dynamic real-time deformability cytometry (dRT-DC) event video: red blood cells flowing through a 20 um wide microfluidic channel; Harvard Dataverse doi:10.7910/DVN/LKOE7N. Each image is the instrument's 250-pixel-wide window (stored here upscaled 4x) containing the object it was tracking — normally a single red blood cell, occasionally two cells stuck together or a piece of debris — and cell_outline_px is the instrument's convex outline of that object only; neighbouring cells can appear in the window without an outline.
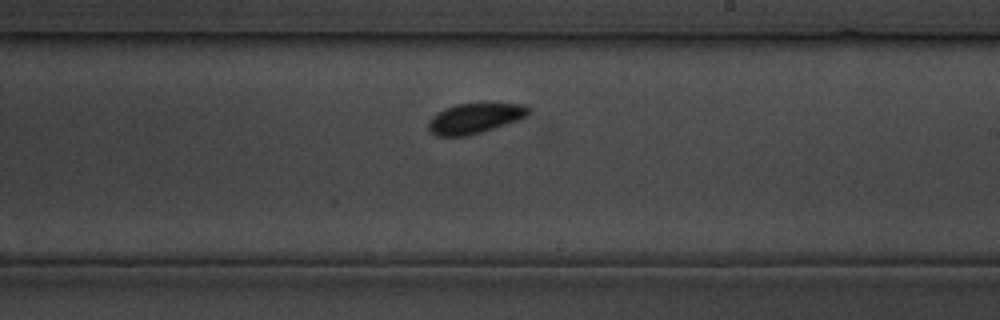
{"species": "common noctule bat (a hibernating species)", "species_latin": "Nyctalus noctula", "temperature_condition": "cold", "stored_images_in_passage": 27, "camera_frame_rate_fps": 3000, "um_per_image_px": 0.085, "animal": {"sex": "male", "body_mass_g": 19.5, "forearm_length_mm": 54.6}, "frame": {"image": 1, "passage_image": 12, "time_ms": 13.667, "image_size_px": [1000, 320], "cell_outline_px": [[528, 116], [480, 132], [464, 136], [436, 136], [428, 128], [428, 120], [436, 112], [444, 108], [456, 104], [524, 104], [528, 108]], "centroid_in_image_um": [40.28, 10.05], "position_along_channel_um": 248.7, "area_um2": 17.22}}
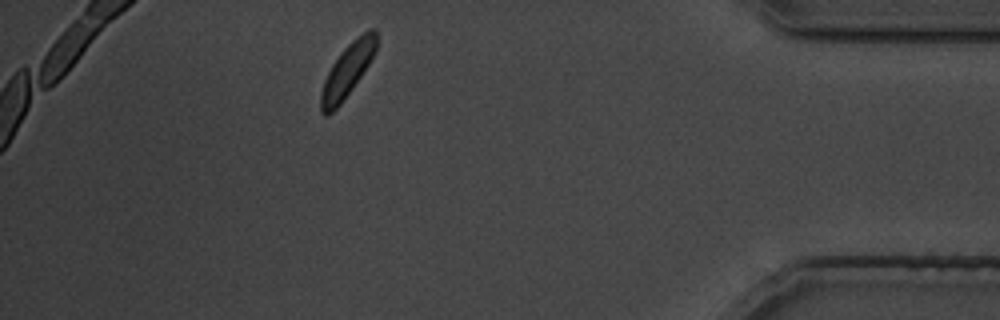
{"frame": {"image": 2, "passage_image": 23, "time_ms": 27.333, "image_size_px": [1000, 320], "cell_outline_px": [[376, 52], [352, 88], [340, 104], [328, 116], [324, 116], [320, 112], [320, 92], [324, 80], [332, 64], [340, 52], [352, 40], [368, 28], [372, 28], [376, 32]], "centroid_in_image_um": [29.49, 6.0], "position_along_channel_um": 405.7, "area_um2": 17.05}}